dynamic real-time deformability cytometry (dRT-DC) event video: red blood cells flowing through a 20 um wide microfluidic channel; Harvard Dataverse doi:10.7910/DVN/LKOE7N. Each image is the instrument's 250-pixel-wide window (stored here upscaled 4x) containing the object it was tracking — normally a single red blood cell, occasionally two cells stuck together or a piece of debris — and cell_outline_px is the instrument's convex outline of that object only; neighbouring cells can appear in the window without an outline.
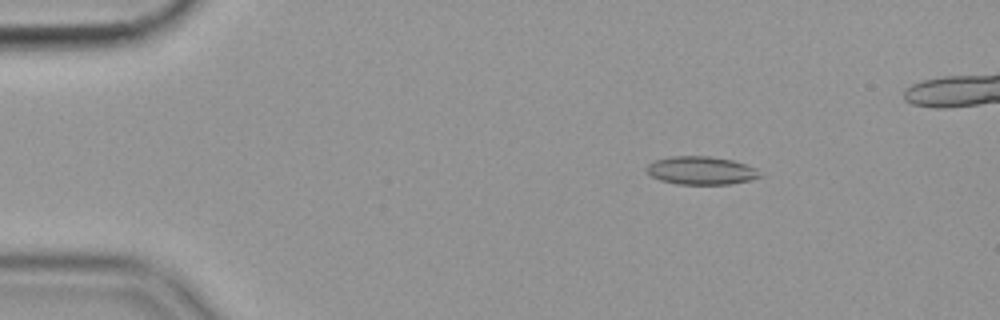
{"species": "common noctule bat (a hibernating species)", "species_latin": "Nyctalus noctula", "temperature_condition": "cold", "stored_images_in_passage": 53, "camera_frame_rate_fps": 3000, "um_per_image_px": 0.085, "animal": {"sex": "female", "body_mass_g": 19.9}, "frame": {"image": 1, "passage_image": 9, "time_ms": 2.667, "image_size_px": [1000, 320], "cell_outline_px": [[764, 176], [752, 180], [728, 184], [676, 184], [660, 180], [652, 176], [644, 168], [648, 164], [656, 160], [672, 156], [708, 156], [732, 160], [756, 168]], "centroid_in_image_um": [59.61, 14.5], "position_along_channel_um": 25.4, "area_um2": 18.61}}
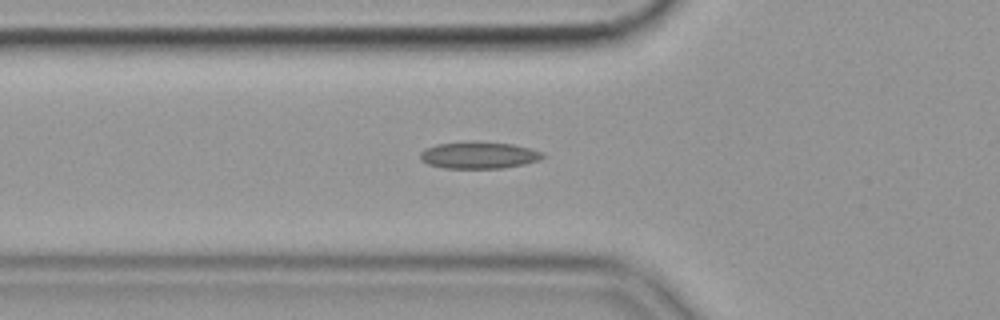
{"frame": {"image": 2, "passage_image": 20, "time_ms": 6.333, "image_size_px": [1000, 320], "cell_outline_px": [[544, 156], [540, 160], [524, 164], [504, 168], [444, 168], [428, 164], [420, 160], [420, 152], [424, 148], [436, 144], [472, 140], [476, 140], [512, 144], [544, 152]], "centroid_in_image_um": [40.67, 13.17], "position_along_channel_um": 85.1, "area_um2": 19.54}}
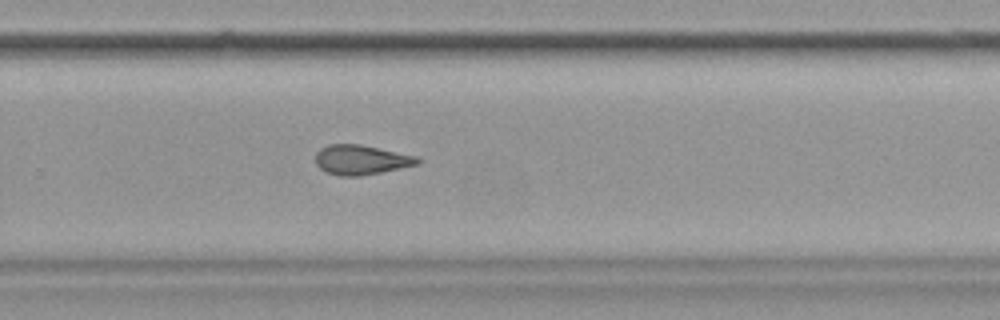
{"frame": {"image": 3, "passage_image": 38, "time_ms": 12.333, "image_size_px": [1000, 320], "cell_outline_px": [[420, 164], [360, 176], [340, 176], [328, 172], [320, 168], [316, 164], [316, 152], [320, 148], [328, 144], [360, 144], [416, 156], [420, 160]], "centroid_in_image_um": [30.68, 13.58], "position_along_channel_um": 299.1, "area_um2": 17.51}}